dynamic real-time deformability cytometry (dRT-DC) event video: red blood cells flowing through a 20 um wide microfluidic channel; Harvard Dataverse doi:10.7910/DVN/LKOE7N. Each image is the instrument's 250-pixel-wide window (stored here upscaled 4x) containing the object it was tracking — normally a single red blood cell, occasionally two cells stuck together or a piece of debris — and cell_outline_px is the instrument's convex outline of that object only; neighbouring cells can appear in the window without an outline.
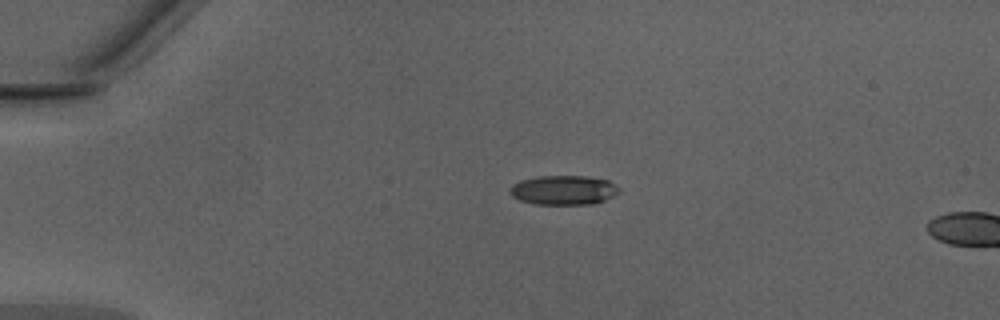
{"species": "Egyptian fruit bat (a non-hibernating species)", "species_latin": "Rousettus aegyptiacus", "temperature_condition": "warm", "stored_images_in_passage": 3, "camera_frame_rate_fps": 3000, "um_per_image_px": 0.085, "animal": {"sex": "male"}, "frame": {"image": 1, "passage_image": 1, "time_ms": 0.0, "image_size_px": [1000, 320], "cell_outline_px": [[620, 192], [604, 200], [592, 204], [536, 204], [520, 200], [512, 196], [512, 184], [520, 180], [540, 176], [584, 176], [608, 180], [620, 188]], "centroid_in_image_um": [47.93, 16.15], "position_along_channel_um": 37.1, "area_um2": 18.5}}